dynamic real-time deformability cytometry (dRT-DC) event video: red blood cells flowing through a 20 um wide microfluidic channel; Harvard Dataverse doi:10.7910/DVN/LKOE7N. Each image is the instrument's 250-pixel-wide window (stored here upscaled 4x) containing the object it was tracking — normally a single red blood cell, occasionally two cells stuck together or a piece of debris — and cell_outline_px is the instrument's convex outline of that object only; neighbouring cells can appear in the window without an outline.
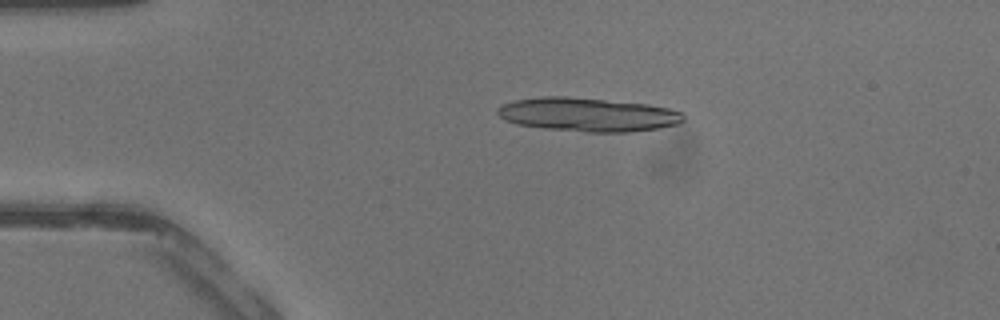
{"species": "common noctule bat (a hibernating species)", "species_latin": "Nyctalus noctula", "temperature_condition": "warm", "stored_images_in_passage": 40, "segment_of_instrument_passage": [1, 2], "camera_frame_rate_fps": 3000, "um_per_image_px": 0.085, "animal": {"sex": "male", "body_mass_g": 13.3}, "frame": {"image": 1, "passage_image": 7, "time_ms": 2.0, "image_size_px": [1000, 320], "cell_outline_px": [[684, 120], [680, 124], [660, 128], [632, 132], [584, 132], [544, 128], [516, 124], [504, 120], [496, 112], [496, 108], [504, 104], [516, 100], [544, 96], [564, 96], [648, 104], [668, 108], [680, 112], [684, 116]], "centroid_in_image_um": [49.97, 9.75], "position_along_channel_um": 35.0, "area_um2": 36.65}}